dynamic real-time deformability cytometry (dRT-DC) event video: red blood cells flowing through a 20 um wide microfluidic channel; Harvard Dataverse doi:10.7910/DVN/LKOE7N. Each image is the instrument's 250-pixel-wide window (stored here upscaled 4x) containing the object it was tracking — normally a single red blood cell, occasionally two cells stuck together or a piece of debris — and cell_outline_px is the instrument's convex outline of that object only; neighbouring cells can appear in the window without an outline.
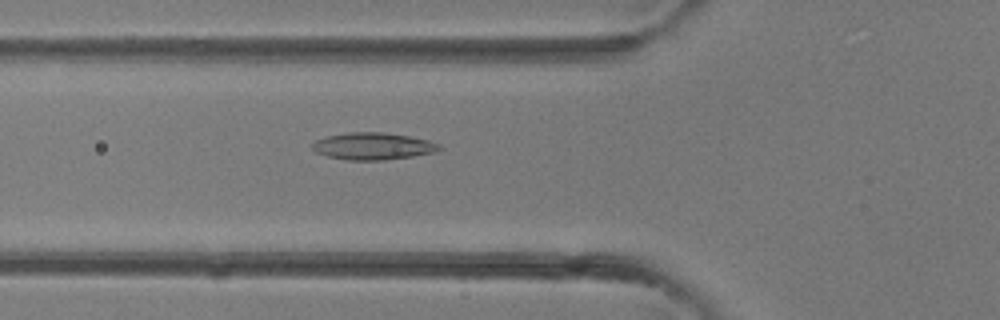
{"species": "common noctule bat (a hibernating species)", "species_latin": "Nyctalus noctula", "temperature_condition": "room temperature", "stored_images_in_passage": 30, "camera_frame_rate_fps": 3000, "um_per_image_px": 0.085, "animal": {"sex": "female"}, "frame": {"image": 1, "passage_image": 4, "time_ms": 1.0, "image_size_px": [1000, 320], "cell_outline_px": [[444, 148], [436, 152], [412, 156], [384, 160], [348, 160], [328, 156], [316, 152], [312, 148], [312, 144], [316, 140], [328, 136], [348, 132], [380, 132], [408, 136], [428, 140], [440, 144]], "centroid_in_image_um": [31.73, 12.42], "position_along_channel_um": 94.1, "area_um2": 19.94}}
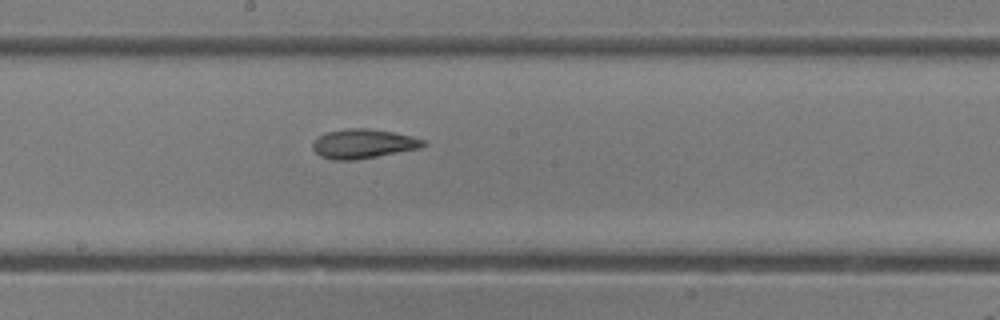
{"frame": {"image": 2, "passage_image": 11, "time_ms": 3.333, "image_size_px": [1000, 320], "cell_outline_px": [[428, 144], [420, 148], [356, 160], [332, 160], [320, 156], [312, 148], [312, 144], [320, 136], [328, 132], [348, 128], [368, 128], [392, 132], [412, 136], [424, 140]], "centroid_in_image_um": [30.89, 12.22], "position_along_channel_um": 217.3, "area_um2": 18.79}}
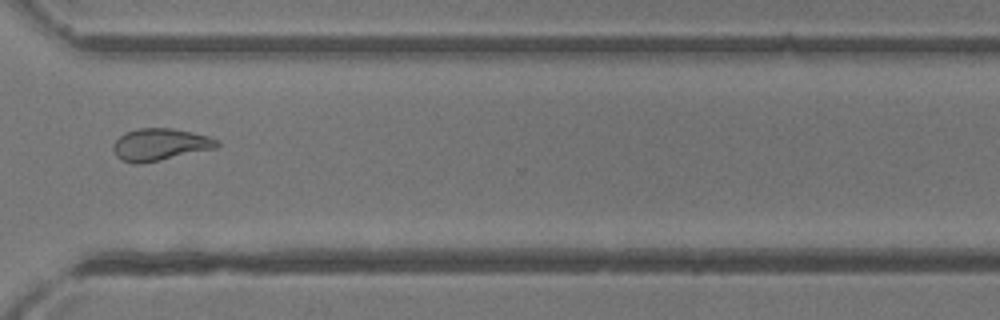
{"frame": {"image": 3, "passage_image": 19, "time_ms": 6.0, "image_size_px": [1000, 320], "cell_outline_px": [[220, 144], [216, 148], [160, 160], [140, 164], [132, 164], [120, 160], [116, 156], [112, 148], [112, 144], [124, 132], [140, 128], [172, 128], [208, 136], [216, 140]], "centroid_in_image_um": [13.54, 12.29], "position_along_channel_um": 357.1, "area_um2": 19.42}}